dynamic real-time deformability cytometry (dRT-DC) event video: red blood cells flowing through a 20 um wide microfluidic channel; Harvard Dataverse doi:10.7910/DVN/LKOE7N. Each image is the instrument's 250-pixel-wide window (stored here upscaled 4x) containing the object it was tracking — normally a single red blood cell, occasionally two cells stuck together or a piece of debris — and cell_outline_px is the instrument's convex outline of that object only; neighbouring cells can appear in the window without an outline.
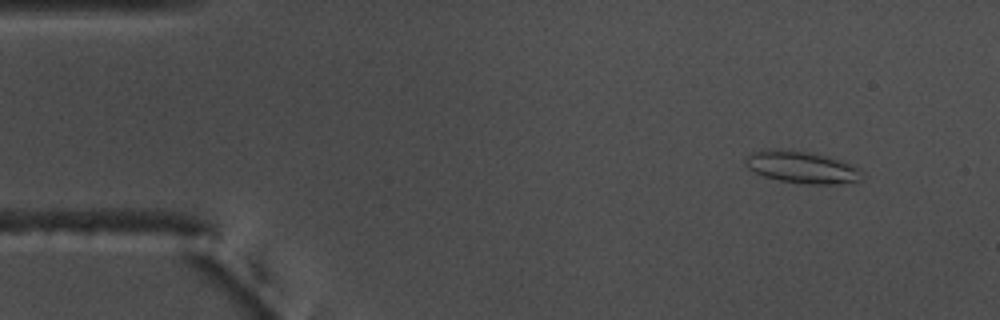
{"species": "common noctule bat (a hibernating species)", "species_latin": "Nyctalus noctula", "temperature_condition": "warm", "stored_images_in_passage": 55, "camera_frame_rate_fps": 3000, "um_per_image_px": 0.085, "animal": {"sex": "male", "body_mass_g": 17.5, "forearm_length_mm": 52.3}, "frame": {"image": 1, "passage_image": 5, "time_ms": 1.333, "image_size_px": [1000, 320], "cell_outline_px": [[860, 180], [840, 184], [808, 184], [780, 180], [764, 176], [748, 168], [744, 164], [744, 160], [752, 152], [792, 148], [828, 156], [860, 168]], "centroid_in_image_um": [68.15, 14.2], "position_along_channel_um": 16.9, "area_um2": 21.56}}
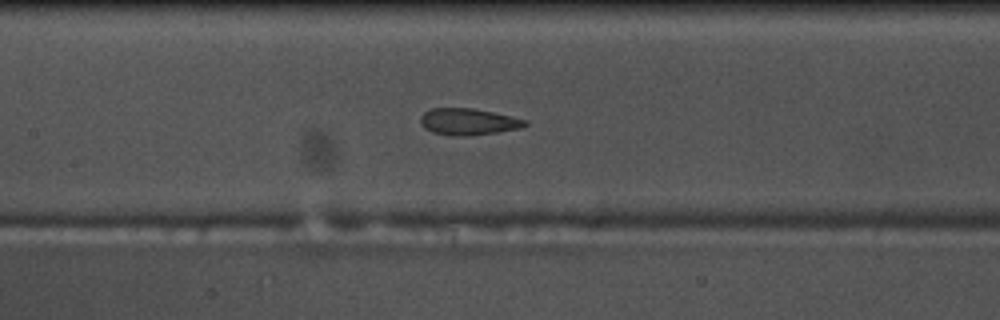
{"frame": {"image": 2, "passage_image": 25, "time_ms": 8.0, "image_size_px": [1000, 320], "cell_outline_px": [[528, 124], [520, 128], [472, 136], [452, 136], [432, 132], [424, 128], [420, 124], [420, 116], [424, 112], [432, 108], [472, 108], [492, 112], [528, 120]], "centroid_in_image_um": [39.77, 10.35], "position_along_channel_um": 167.6, "area_um2": 16.3}}
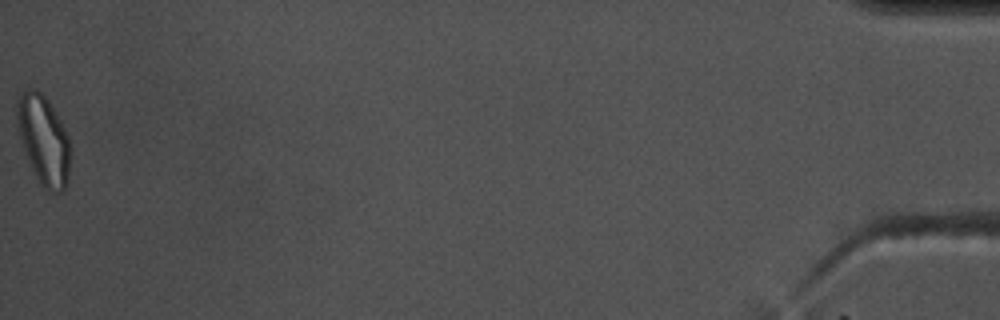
{"frame": {"image": 3, "passage_image": 55, "time_ms": 18.0, "image_size_px": [1000, 320], "cell_outline_px": [[68, 172], [64, 192], [52, 192], [44, 188], [40, 184], [32, 168], [24, 148], [20, 136], [16, 116], [16, 104], [20, 96], [28, 88], [36, 88], [48, 100], [60, 120], [68, 136]], "centroid_in_image_um": [3.69, 11.88], "position_along_channel_um": 431.5, "area_um2": 26.93}}